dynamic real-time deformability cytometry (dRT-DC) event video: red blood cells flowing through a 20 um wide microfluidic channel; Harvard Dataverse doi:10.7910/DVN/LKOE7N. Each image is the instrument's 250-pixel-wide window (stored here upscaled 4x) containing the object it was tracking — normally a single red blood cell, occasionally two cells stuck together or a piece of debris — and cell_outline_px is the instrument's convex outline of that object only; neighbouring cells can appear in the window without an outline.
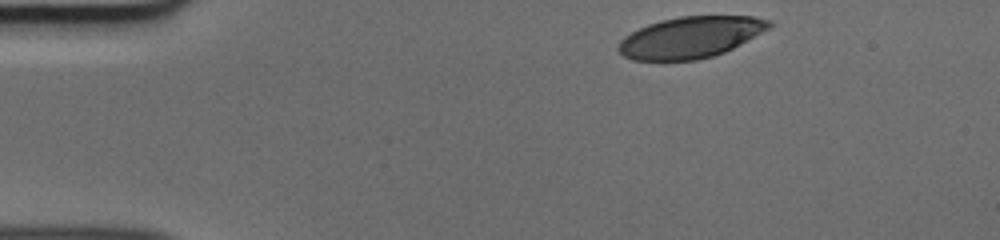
{"species": "human", "species_latin": "Homo sapiens", "temperature_condition": "cold", "stored_images_in_passage": 36, "camera_frame_rate_fps": 3000, "um_per_image_px": 0.085, "donor": {"sex": "male"}, "frame": {"image": 1, "passage_image": 1, "time_ms": 0.0, "image_size_px": [1000, 240], "cell_outline_px": [[772, 24], [768, 28], [732, 48], [724, 52], [712, 56], [696, 60], [632, 60], [624, 56], [616, 48], [620, 40], [624, 36], [648, 24], [660, 20], [680, 16], [752, 16], [772, 20]], "centroid_in_image_um": [58.65, 3.16], "position_along_channel_um": 26.3, "area_um2": 36.01}}
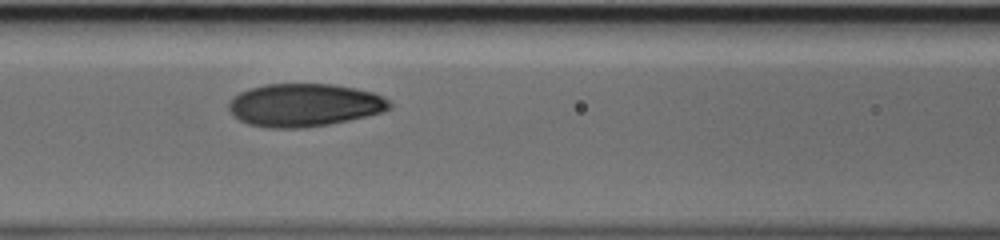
{"frame": {"image": 2, "passage_image": 15, "time_ms": 4.667, "image_size_px": [1000, 240], "cell_outline_px": [[392, 108], [380, 112], [348, 120], [328, 124], [304, 128], [268, 128], [248, 124], [240, 120], [228, 108], [228, 104], [232, 96], [240, 92], [252, 88], [268, 84], [332, 84], [356, 88], [372, 92], [388, 100], [392, 104]], "centroid_in_image_um": [25.85, 8.93], "position_along_channel_um": 140.8, "area_um2": 40.0}}
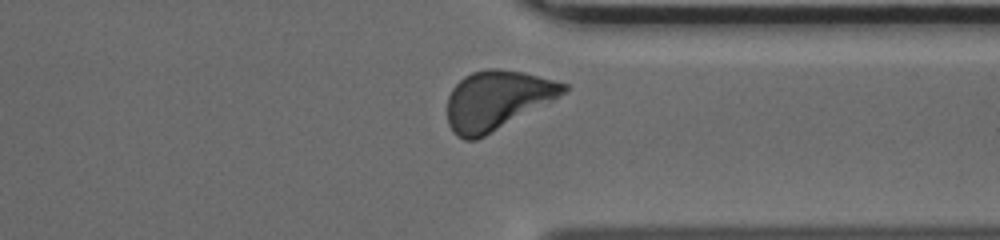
{"frame": {"image": 3, "passage_image": 32, "time_ms": 10.333, "image_size_px": [1000, 240], "cell_outline_px": [[568, 88], [564, 92], [552, 100], [484, 136], [476, 140], [464, 140], [456, 136], [452, 132], [448, 124], [448, 96], [452, 88], [464, 76], [472, 72], [488, 68], [500, 68], [524, 72], [568, 84]], "centroid_in_image_um": [42.19, 8.5], "position_along_channel_um": 369.2, "area_um2": 39.59}}